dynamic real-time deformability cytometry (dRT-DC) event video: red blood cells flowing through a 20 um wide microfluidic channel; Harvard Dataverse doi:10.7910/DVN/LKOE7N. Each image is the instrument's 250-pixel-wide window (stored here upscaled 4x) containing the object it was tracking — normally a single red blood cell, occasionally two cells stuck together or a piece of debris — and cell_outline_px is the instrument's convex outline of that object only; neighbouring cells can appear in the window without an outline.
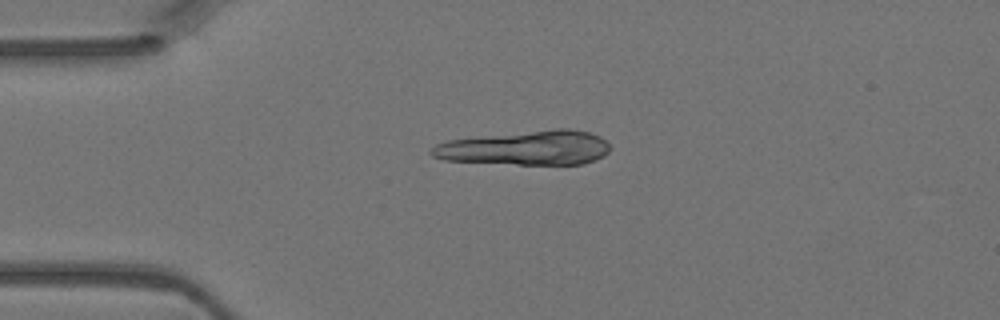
{"species": "Egyptian fruit bat (a non-hibernating species)", "species_latin": "Rousettus aegyptiacus", "temperature_condition": "warm", "stored_images_in_passage": 5, "camera_frame_rate_fps": 3000, "um_per_image_px": 0.085, "animal": {"sex": "female"}, "frame": {"image": 1, "passage_image": 5, "time_ms": 1.333, "image_size_px": [1000, 320], "cell_outline_px": [[612, 148], [604, 156], [596, 160], [584, 164], [516, 164], [444, 160], [432, 156], [428, 152], [428, 148], [436, 144], [448, 140], [556, 128], [568, 128], [588, 132], [600, 136]], "centroid_in_image_um": [44.71, 12.57], "position_along_channel_um": 40.3, "area_um2": 35.84}}